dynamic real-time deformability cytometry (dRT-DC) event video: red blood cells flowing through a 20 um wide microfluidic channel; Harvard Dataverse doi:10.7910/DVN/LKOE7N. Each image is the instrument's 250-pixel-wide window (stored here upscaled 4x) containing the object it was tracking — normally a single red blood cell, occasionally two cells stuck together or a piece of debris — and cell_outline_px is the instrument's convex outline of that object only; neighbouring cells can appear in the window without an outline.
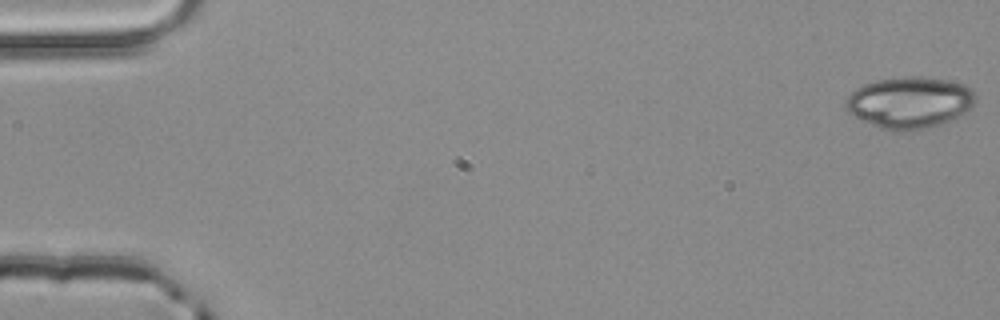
{"species": "common noctule bat (a hibernating species)", "species_latin": "Nyctalus noctula", "temperature_condition": "room temperature", "stored_images_in_passage": 4, "camera_frame_rate_fps": 3000, "um_per_image_px": 0.085, "animal": {"sex": "male", "body_mass_g": 20.4}, "frame": {"image": 1, "passage_image": 1, "time_ms": 0.0, "image_size_px": [1000, 320], "cell_outline_px": [[976, 100], [972, 108], [940, 124], [928, 128], [904, 132], [892, 132], [880, 128], [848, 112], [844, 108], [848, 96], [856, 88], [864, 84], [876, 80], [900, 76], [920, 76], [948, 80], [972, 88], [976, 96]], "centroid_in_image_um": [77.31, 8.71], "position_along_channel_um": 7.7, "area_um2": 39.07}}
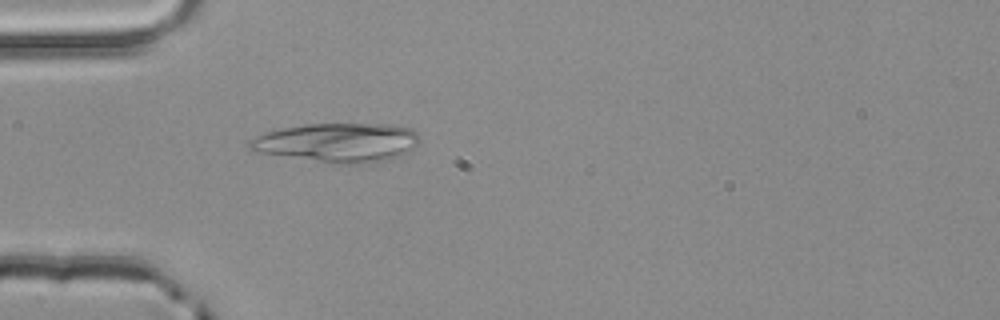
{"frame": {"image": 2, "passage_image": 4, "time_ms": 1.0, "image_size_px": [1000, 320], "cell_outline_px": [[420, 140], [408, 152], [400, 156], [388, 160], [368, 164], [332, 164], [264, 152], [248, 148], [248, 140], [264, 132], [304, 124], [388, 124], [412, 128], [416, 132]], "centroid_in_image_um": [28.75, 12.12], "position_along_channel_um": 56.3, "area_um2": 38.78}}